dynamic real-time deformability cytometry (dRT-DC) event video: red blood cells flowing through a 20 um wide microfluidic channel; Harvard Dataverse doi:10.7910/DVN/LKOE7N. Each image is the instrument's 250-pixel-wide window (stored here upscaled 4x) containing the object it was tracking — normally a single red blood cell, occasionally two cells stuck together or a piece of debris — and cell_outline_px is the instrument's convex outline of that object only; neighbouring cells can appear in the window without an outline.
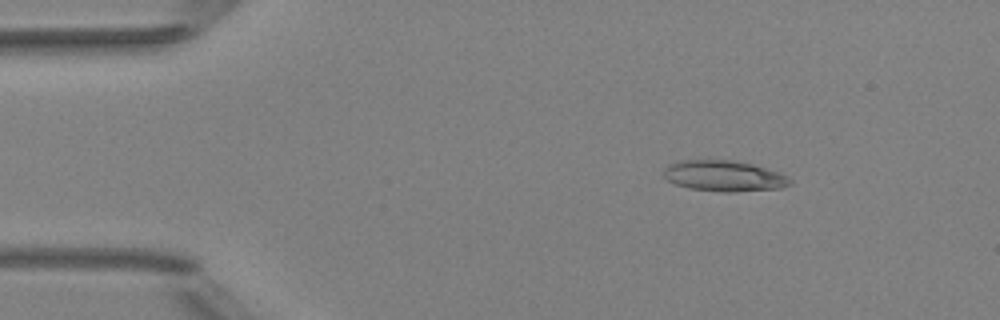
{"species": "Egyptian fruit bat (a non-hibernating species)", "species_latin": "Rousettus aegyptiacus", "temperature_condition": "room temperature", "stored_images_in_passage": 3, "camera_frame_rate_fps": 3000, "um_per_image_px": 0.085, "animal": {"sex": "female"}, "frame": {"image": 1, "passage_image": 1, "time_ms": 0.0, "image_size_px": [1000, 320], "cell_outline_px": [[792, 184], [780, 188], [736, 192], [720, 192], [688, 188], [676, 184], [668, 180], [664, 176], [664, 168], [668, 164], [676, 160], [732, 160], [752, 164], [780, 172], [788, 176], [792, 180]], "centroid_in_image_um": [61.55, 14.95], "position_along_channel_um": 23.5, "area_um2": 22.95}}